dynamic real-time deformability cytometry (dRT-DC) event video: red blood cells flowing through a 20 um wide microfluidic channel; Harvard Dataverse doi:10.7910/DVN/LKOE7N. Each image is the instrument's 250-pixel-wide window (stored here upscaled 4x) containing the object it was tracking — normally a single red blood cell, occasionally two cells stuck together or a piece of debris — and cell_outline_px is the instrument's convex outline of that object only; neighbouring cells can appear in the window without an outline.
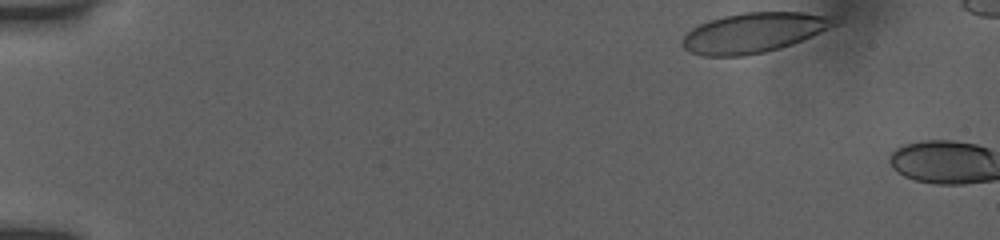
{"species": "human", "species_latin": "Homo sapiens", "temperature_condition": "room temperature", "stored_images_in_passage": 4, "camera_frame_rate_fps": 3000, "um_per_image_px": 0.085, "donor": {"sex": "female"}, "frame": {"image": 1, "passage_image": 1, "time_ms": 0.0, "image_size_px": [1000, 240], "cell_outline_px": [[840, 24], [792, 44], [780, 48], [764, 52], [744, 56], [704, 56], [688, 52], [680, 44], [684, 36], [692, 28], [708, 20], [724, 16], [744, 12], [804, 12], [836, 16]], "centroid_in_image_um": [64.09, 2.77], "position_along_channel_um": 20.9, "area_um2": 35.66}}